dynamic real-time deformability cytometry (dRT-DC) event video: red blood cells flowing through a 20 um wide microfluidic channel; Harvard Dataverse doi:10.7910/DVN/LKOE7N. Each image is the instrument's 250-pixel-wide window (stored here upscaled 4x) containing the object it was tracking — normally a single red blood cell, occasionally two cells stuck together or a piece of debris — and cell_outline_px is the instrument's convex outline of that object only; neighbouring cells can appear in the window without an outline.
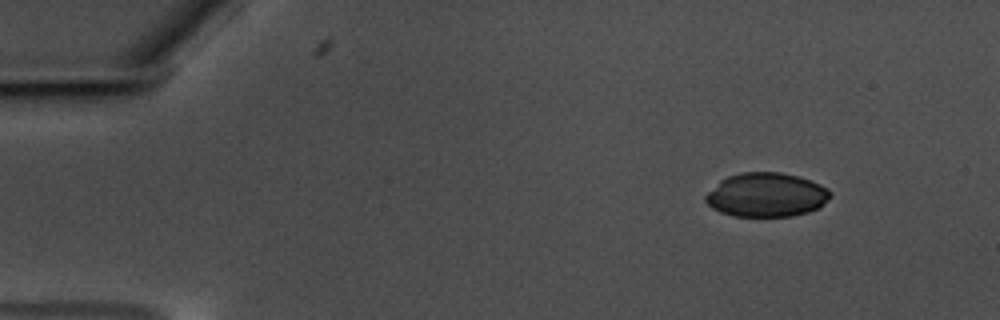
{"species": "common noctule bat (a hibernating species)", "species_latin": "Nyctalus noctula", "temperature_condition": "warm", "stored_images_in_passage": 52, "camera_frame_rate_fps": 3000, "um_per_image_px": 0.085, "animal": {"sex": "male", "body_mass_g": 17.5, "forearm_length_mm": 52.3}, "frame": {"image": 1, "passage_image": 1, "time_ms": 0.0, "image_size_px": [1000, 320], "cell_outline_px": [[832, 196], [820, 208], [808, 212], [792, 216], [732, 216], [720, 212], [712, 208], [704, 200], [704, 196], [720, 180], [728, 176], [740, 172], [780, 172], [800, 176], [820, 184], [828, 188], [832, 192]], "centroid_in_image_um": [65.16, 16.56], "position_along_channel_um": 19.8, "area_um2": 32.37}}
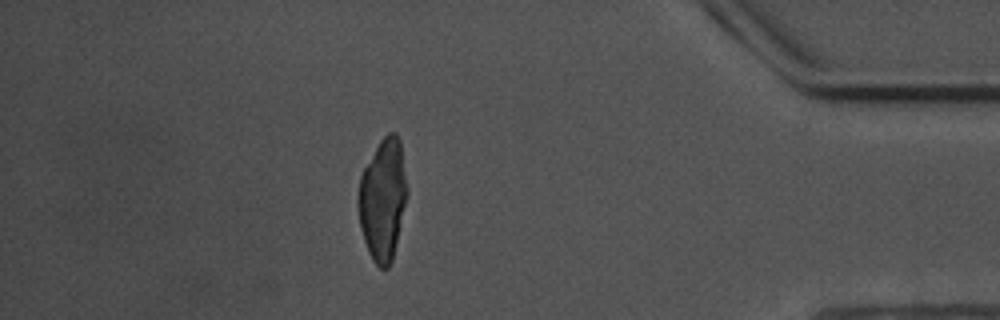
{"frame": {"image": 2, "passage_image": 45, "time_ms": 14.667, "image_size_px": [1000, 320], "cell_outline_px": [[408, 192], [392, 260], [388, 268], [380, 268], [372, 260], [368, 252], [360, 228], [356, 204], [356, 200], [360, 176], [364, 168], [380, 140], [388, 132], [396, 132], [400, 140], [408, 188]], "centroid_in_image_um": [32.52, 16.94], "position_along_channel_um": 402.7, "area_um2": 34.91}}